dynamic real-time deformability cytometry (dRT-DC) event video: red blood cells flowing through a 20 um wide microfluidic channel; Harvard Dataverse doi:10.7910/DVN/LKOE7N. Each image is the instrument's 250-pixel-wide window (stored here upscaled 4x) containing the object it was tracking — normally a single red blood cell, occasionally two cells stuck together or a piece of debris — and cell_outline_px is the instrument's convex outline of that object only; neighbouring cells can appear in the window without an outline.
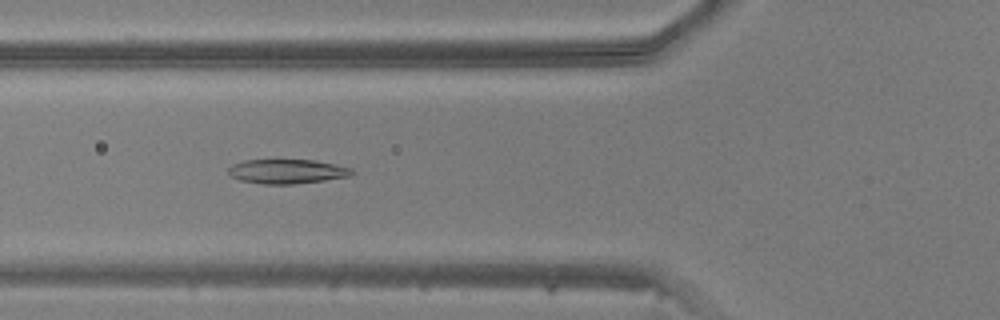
{"species": "common noctule bat (a hibernating species)", "species_latin": "Nyctalus noctula", "temperature_condition": "warm", "stored_images_in_passage": 47, "camera_frame_rate_fps": 3000, "um_per_image_px": 0.085, "animal": {"sex": "male", "body_mass_g": 20.5, "forearm_length_mm": 52.5}, "frame": {"image": 1, "passage_image": 17, "time_ms": 5.333, "image_size_px": [1000, 320], "cell_outline_px": [[356, 172], [348, 176], [324, 180], [292, 184], [264, 184], [240, 180], [232, 176], [228, 172], [228, 168], [232, 164], [244, 160], [316, 160], [352, 168]], "centroid_in_image_um": [24.4, 14.56], "position_along_channel_um": 101.4, "area_um2": 17.46}}
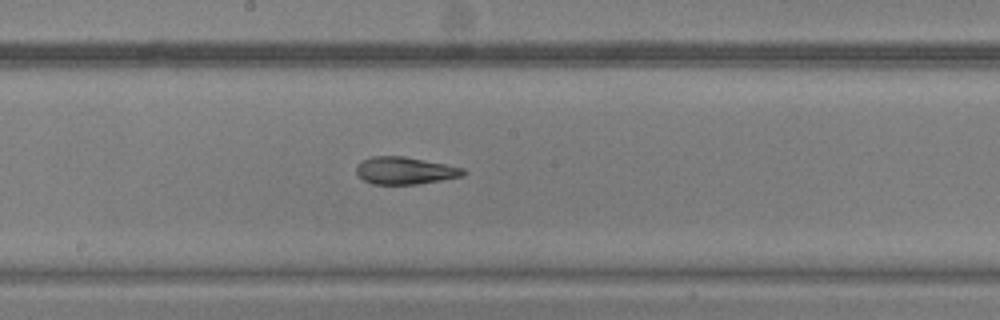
{"frame": {"image": 2, "passage_image": 25, "time_ms": 8.0, "image_size_px": [1000, 320], "cell_outline_px": [[468, 172], [464, 176], [420, 184], [372, 184], [364, 180], [356, 172], [356, 164], [372, 156], [404, 156], [464, 168]], "centroid_in_image_um": [34.45, 14.51], "position_along_channel_um": 213.8, "area_um2": 17.05}}
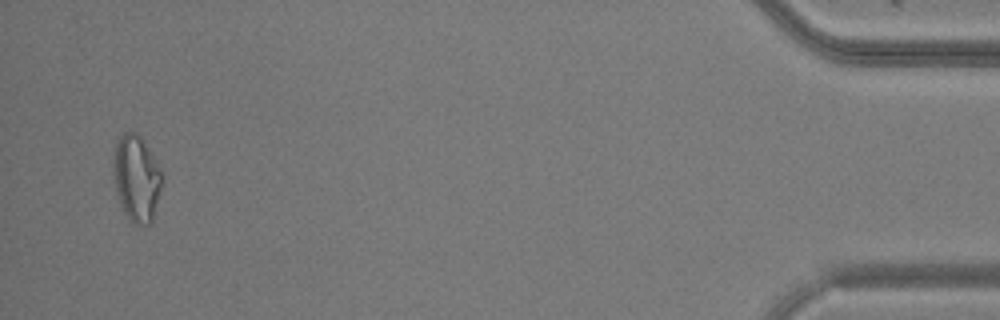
{"frame": {"image": 3, "passage_image": 46, "time_ms": 15.0, "image_size_px": [1000, 320], "cell_outline_px": [[164, 176], [152, 220], [148, 224], [132, 224], [128, 220], [120, 204], [116, 192], [112, 172], [112, 160], [116, 144], [120, 136], [124, 132], [136, 132], [144, 140], [156, 160]], "centroid_in_image_um": [11.59, 15.14], "position_along_channel_um": 423.6, "area_um2": 24.8}}